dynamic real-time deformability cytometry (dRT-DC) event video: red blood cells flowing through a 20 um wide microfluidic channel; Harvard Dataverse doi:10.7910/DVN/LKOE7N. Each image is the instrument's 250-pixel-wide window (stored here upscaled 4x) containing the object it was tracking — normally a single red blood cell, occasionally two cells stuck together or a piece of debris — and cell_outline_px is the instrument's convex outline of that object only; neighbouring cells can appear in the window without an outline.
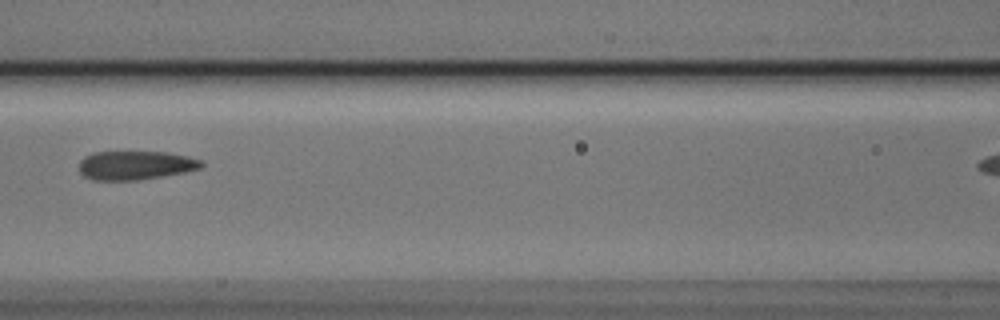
{"species": "Egyptian fruit bat (a non-hibernating species)", "species_latin": "Rousettus aegyptiacus", "temperature_condition": "cold", "stored_images_in_passage": 7, "camera_frame_rate_fps": 3000, "um_per_image_px": 0.085, "animal": {"sex": "male"}, "frame": {"image": 1, "passage_image": 3, "time_ms": 0.667, "image_size_px": [1000, 320], "cell_outline_px": [[204, 164], [200, 168], [184, 172], [140, 180], [92, 180], [84, 176], [80, 172], [80, 160], [84, 156], [92, 152], [168, 152], [188, 156], [204, 160]], "centroid_in_image_um": [11.52, 14.04], "position_along_channel_um": 155.1, "area_um2": 20.69}}
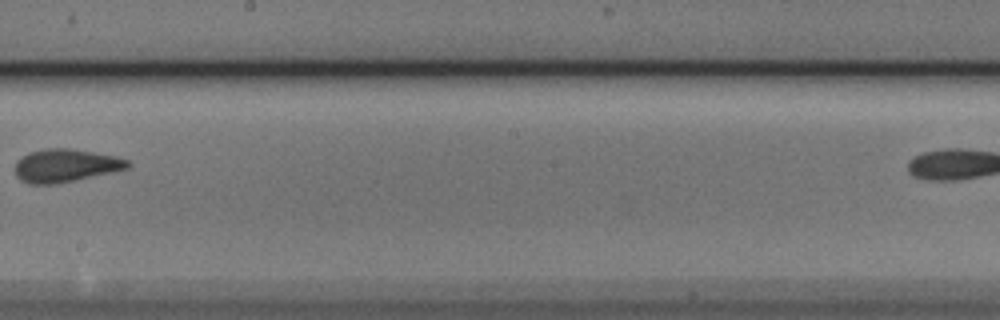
{"frame": {"image": 2, "passage_image": 5, "time_ms": 1.333, "image_size_px": [1000, 320], "cell_outline_px": [[132, 164], [128, 168], [56, 184], [28, 184], [20, 180], [16, 176], [16, 160], [20, 156], [28, 152], [44, 148], [72, 148], [116, 156], [128, 160]], "centroid_in_image_um": [5.53, 14.06], "position_along_channel_um": 242.7, "area_um2": 21.79}}
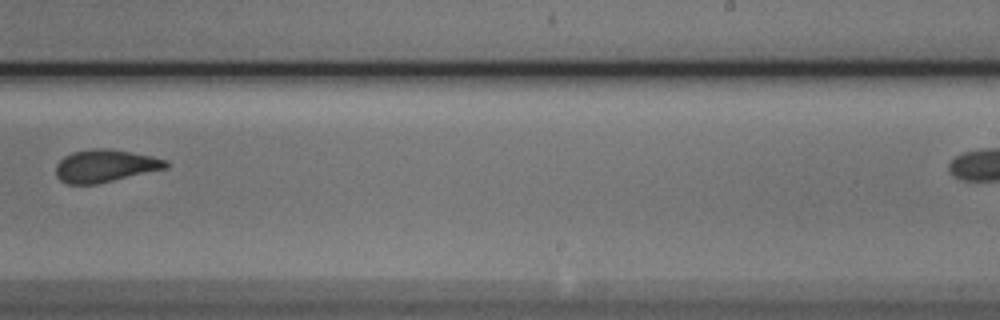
{"frame": {"image": 3, "passage_image": 6, "time_ms": 1.667, "image_size_px": [1000, 320], "cell_outline_px": [[168, 168], [96, 184], [68, 184], [60, 180], [56, 176], [56, 164], [64, 156], [72, 152], [96, 148], [108, 148], [168, 160]], "centroid_in_image_um": [8.91, 14.1], "position_along_channel_um": 280.1, "area_um2": 20.69}}